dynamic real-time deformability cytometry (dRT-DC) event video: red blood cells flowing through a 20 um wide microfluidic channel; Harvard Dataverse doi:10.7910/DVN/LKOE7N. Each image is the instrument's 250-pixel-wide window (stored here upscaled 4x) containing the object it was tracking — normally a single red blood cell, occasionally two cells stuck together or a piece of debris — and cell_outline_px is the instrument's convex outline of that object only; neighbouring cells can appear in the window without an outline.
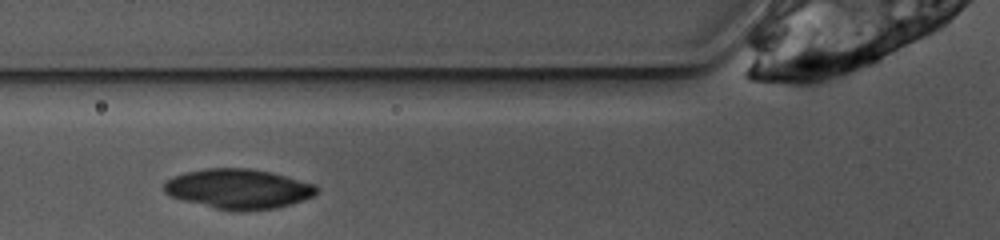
{"species": "common noctule bat (a hibernating species)", "species_latin": "Nyctalus noctula", "temperature_condition": "warm", "stored_images_in_passage": 24, "camera_frame_rate_fps": 3000, "um_per_image_px": 0.085, "animal": {"sex": "female", "body_mass_g": 10.0, "forearm_length_mm": 53.1}, "frame": {"image": 1, "passage_image": 4, "time_ms": 1.0, "image_size_px": [1000, 240], "cell_outline_px": [[320, 188], [312, 196], [304, 200], [292, 204], [276, 208], [216, 208], [168, 196], [164, 192], [164, 184], [172, 176], [184, 172], [204, 168], [248, 168], [268, 172], [316, 184]], "centroid_in_image_um": [20.25, 16.01], "position_along_channel_um": 105.6, "area_um2": 34.56}}
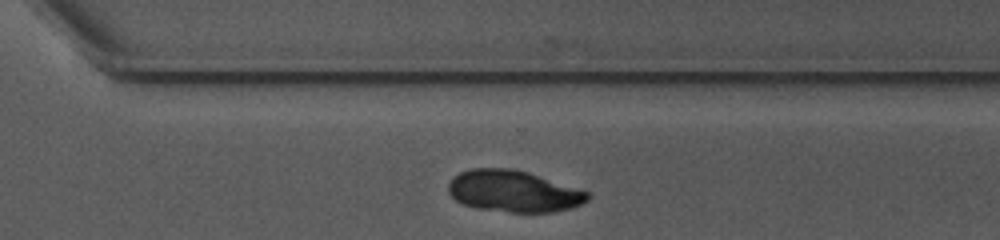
{"frame": {"image": 2, "passage_image": 21, "time_ms": 6.667, "image_size_px": [1000, 240], "cell_outline_px": [[592, 196], [588, 200], [580, 204], [556, 212], [508, 212], [476, 208], [464, 204], [456, 200], [448, 192], [448, 184], [452, 176], [460, 172], [472, 168], [512, 168], [528, 172], [584, 188]], "centroid_in_image_um": [43.69, 16.24], "position_along_channel_um": 326.9, "area_um2": 34.28}}
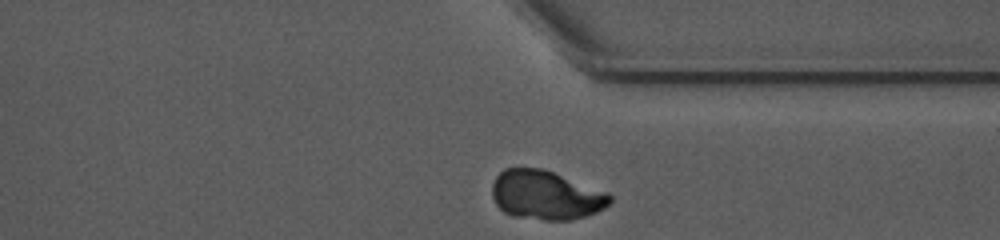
{"frame": {"image": 3, "passage_image": 24, "time_ms": 7.667, "image_size_px": [1000, 240], "cell_outline_px": [[612, 200], [604, 208], [596, 212], [572, 220], [544, 220], [512, 216], [504, 212], [496, 204], [492, 196], [492, 184], [496, 176], [504, 168], [544, 168], [608, 192], [612, 196]], "centroid_in_image_um": [46.4, 16.58], "position_along_channel_um": 365.0, "area_um2": 33.93}}